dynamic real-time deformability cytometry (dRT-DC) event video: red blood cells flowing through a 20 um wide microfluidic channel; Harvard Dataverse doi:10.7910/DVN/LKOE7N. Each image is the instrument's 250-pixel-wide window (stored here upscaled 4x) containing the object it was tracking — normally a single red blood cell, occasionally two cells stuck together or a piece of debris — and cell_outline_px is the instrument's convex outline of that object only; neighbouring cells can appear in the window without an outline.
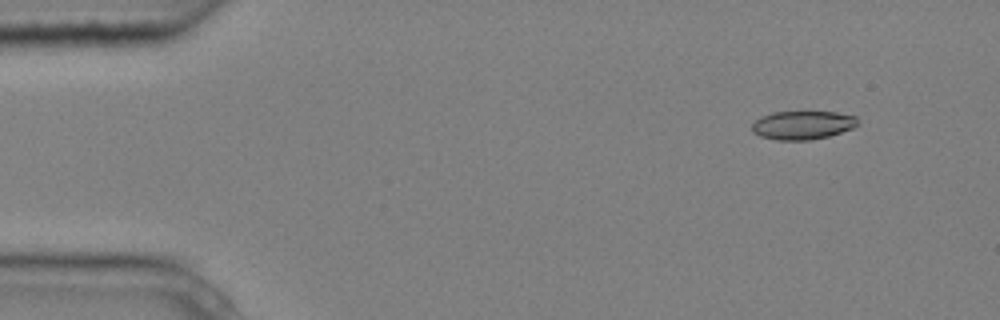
{"species": "common noctule bat (a hibernating species)", "species_latin": "Nyctalus noctula", "temperature_condition": "cold", "stored_images_in_passage": 4, "camera_frame_rate_fps": 3000, "um_per_image_px": 0.085, "animal": {"sex": "male", "body_mass_g": 20.4}, "frame": {"image": 1, "passage_image": 2, "time_ms": 0.333, "image_size_px": [1000, 320], "cell_outline_px": [[860, 124], [852, 128], [828, 136], [812, 140], [776, 140], [760, 136], [752, 132], [752, 124], [760, 116], [772, 112], [804, 108], [836, 112], [856, 116]], "centroid_in_image_um": [68.22, 10.57], "position_along_channel_um": 16.8, "area_um2": 18.61}}
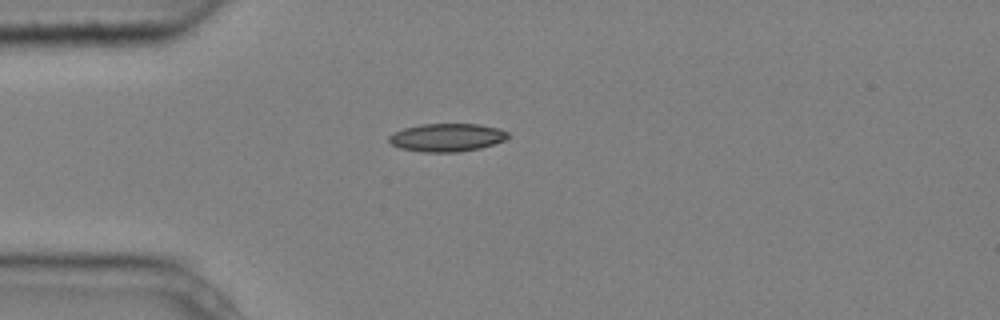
{"frame": {"image": 2, "passage_image": 4, "time_ms": 1.0, "image_size_px": [1000, 320], "cell_outline_px": [[508, 136], [504, 140], [480, 148], [456, 152], [424, 152], [400, 148], [392, 144], [388, 140], [388, 136], [392, 132], [404, 128], [424, 124], [480, 124], [500, 128], [508, 132]], "centroid_in_image_um": [37.97, 11.68], "position_along_channel_um": 47.0, "area_um2": 19.42}}